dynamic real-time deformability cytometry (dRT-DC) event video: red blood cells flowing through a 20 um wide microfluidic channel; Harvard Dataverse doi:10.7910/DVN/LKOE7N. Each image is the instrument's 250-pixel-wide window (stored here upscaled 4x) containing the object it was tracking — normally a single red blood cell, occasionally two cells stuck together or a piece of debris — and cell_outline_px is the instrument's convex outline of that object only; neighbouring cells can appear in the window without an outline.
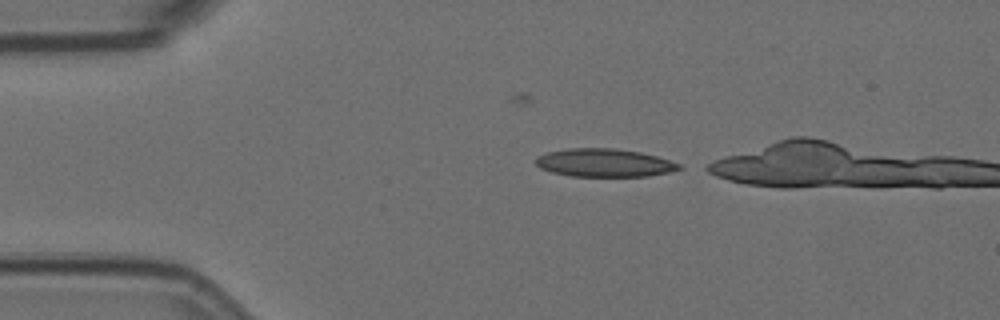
{"species": "Egyptian fruit bat (a non-hibernating species)", "species_latin": "Rousettus aegyptiacus", "temperature_condition": "room temperature", "stored_images_in_passage": 9, "camera_frame_rate_fps": 3000, "um_per_image_px": 0.085, "animal": {"sex": "female"}, "frame": {"image": 1, "passage_image": 5, "time_ms": 1.333, "image_size_px": [1000, 320], "cell_outline_px": [[684, 168], [668, 172], [648, 176], [572, 176], [552, 172], [540, 168], [536, 164], [536, 156], [548, 152], [568, 148], [612, 148], [640, 152], [656, 156], [680, 164]], "centroid_in_image_um": [51.35, 13.83], "position_along_channel_um": 33.6, "area_um2": 23.35}}
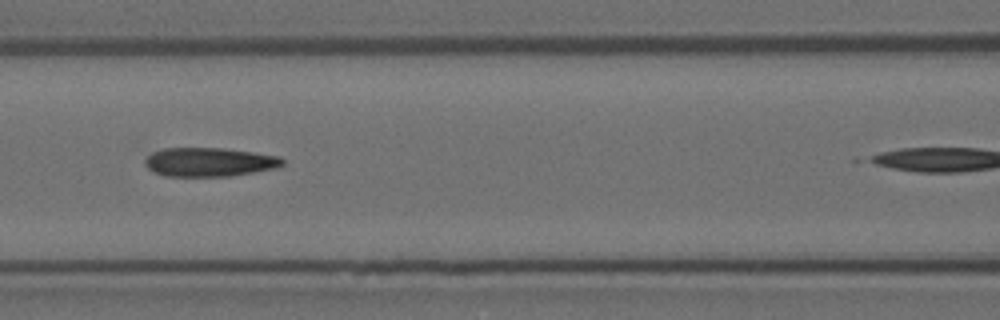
{"frame": {"image": 2, "passage_image": 8, "time_ms": 2.333, "image_size_px": [1000, 320], "cell_outline_px": [[284, 164], [276, 168], [232, 176], [164, 176], [152, 172], [144, 164], [144, 160], [152, 152], [164, 148], [224, 148], [280, 156], [284, 160]], "centroid_in_image_um": [17.78, 13.77], "position_along_channel_um": 148.8, "area_um2": 23.29}}